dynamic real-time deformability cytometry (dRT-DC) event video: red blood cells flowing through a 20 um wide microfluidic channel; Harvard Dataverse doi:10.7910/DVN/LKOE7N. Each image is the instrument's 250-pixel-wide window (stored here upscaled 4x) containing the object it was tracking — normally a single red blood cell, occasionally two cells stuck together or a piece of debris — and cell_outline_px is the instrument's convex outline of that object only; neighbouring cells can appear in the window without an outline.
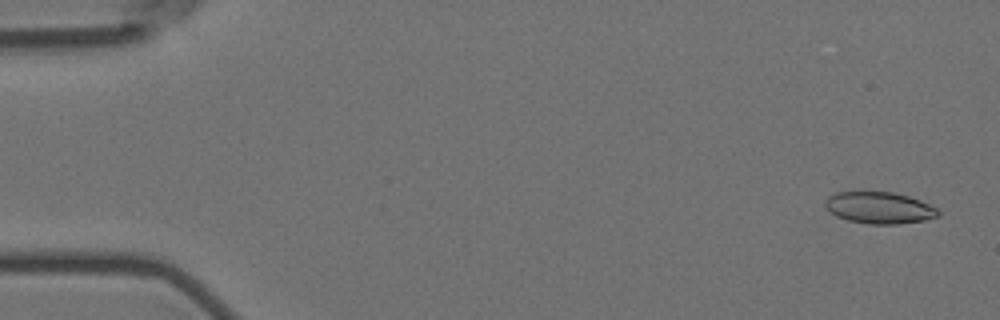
{"species": "Egyptian fruit bat (a non-hibernating species)", "species_latin": "Rousettus aegyptiacus", "temperature_condition": "room temperature", "stored_images_in_passage": 57, "segment_of_instrument_passage": [1, 2], "camera_frame_rate_fps": 3000, "um_per_image_px": 0.085, "animal": {"sex": "female"}, "frame": {"image": 1, "passage_image": 2, "time_ms": 0.333, "image_size_px": [1000, 320], "cell_outline_px": [[940, 216], [924, 220], [896, 224], [868, 224], [848, 220], [836, 216], [824, 208], [824, 200], [828, 196], [836, 192], [860, 188], [892, 192], [908, 196], [920, 200], [936, 208], [940, 212]], "centroid_in_image_um": [74.65, 17.61], "position_along_channel_um": 10.3, "area_um2": 21.73}}
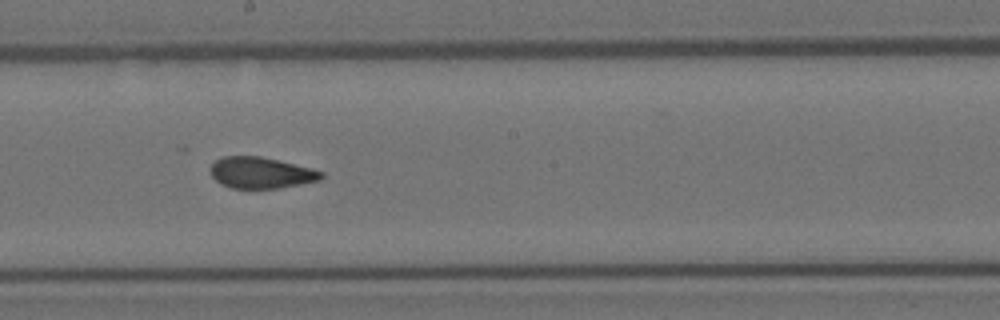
{"frame": {"image": 2, "passage_image": 31, "time_ms": 10.0, "image_size_px": [1000, 320], "cell_outline_px": [[324, 176], [320, 180], [280, 188], [232, 188], [220, 184], [212, 176], [212, 164], [216, 160], [224, 156], [260, 156], [312, 168], [324, 172]], "centroid_in_image_um": [22.21, 14.68], "position_along_channel_um": 226.0, "area_um2": 20.06}}
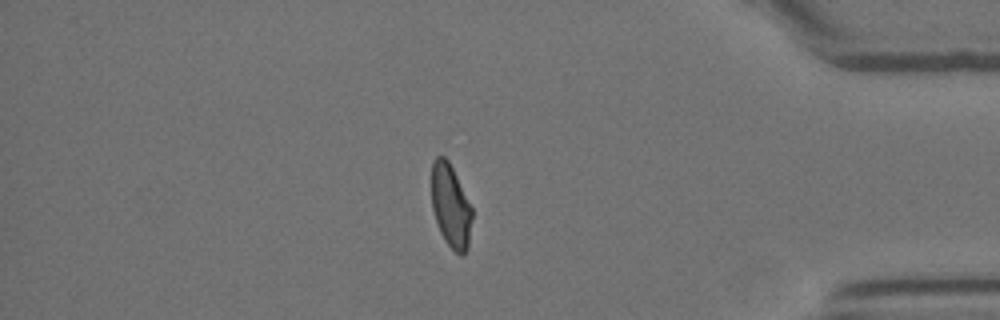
{"frame": {"image": 3, "passage_image": 48, "time_ms": 15.667, "image_size_px": [1000, 320], "cell_outline_px": [[472, 220], [468, 248], [464, 256], [460, 256], [444, 240], [440, 232], [432, 208], [432, 160], [436, 156], [444, 156], [448, 160], [472, 208]], "centroid_in_image_um": [38.31, 17.53], "position_along_channel_um": 396.9, "area_um2": 19.59}}